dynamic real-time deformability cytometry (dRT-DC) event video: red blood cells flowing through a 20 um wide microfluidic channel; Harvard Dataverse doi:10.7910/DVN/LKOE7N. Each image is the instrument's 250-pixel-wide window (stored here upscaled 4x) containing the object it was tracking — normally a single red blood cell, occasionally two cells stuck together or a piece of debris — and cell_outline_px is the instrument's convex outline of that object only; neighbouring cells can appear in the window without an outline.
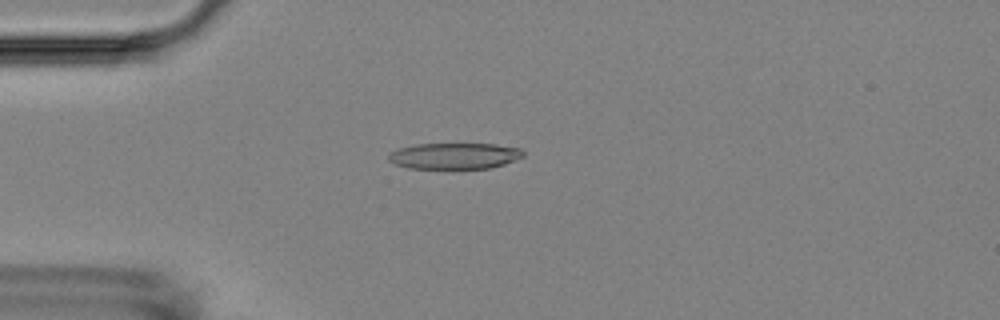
{"species": "Egyptian fruit bat (a non-hibernating species)", "species_latin": "Rousettus aegyptiacus", "temperature_condition": "room temperature", "stored_images_in_passage": 3, "camera_frame_rate_fps": 3000, "um_per_image_px": 0.085, "animal": {"sex": "female"}, "frame": {"image": 1, "passage_image": 1, "time_ms": 0.0, "image_size_px": [1000, 320], "cell_outline_px": [[524, 156], [504, 164], [488, 168], [408, 168], [396, 164], [388, 160], [388, 152], [396, 148], [416, 144], [496, 144], [520, 148], [524, 152]], "centroid_in_image_um": [38.59, 13.24], "position_along_channel_um": 46.4, "area_um2": 20.52}}